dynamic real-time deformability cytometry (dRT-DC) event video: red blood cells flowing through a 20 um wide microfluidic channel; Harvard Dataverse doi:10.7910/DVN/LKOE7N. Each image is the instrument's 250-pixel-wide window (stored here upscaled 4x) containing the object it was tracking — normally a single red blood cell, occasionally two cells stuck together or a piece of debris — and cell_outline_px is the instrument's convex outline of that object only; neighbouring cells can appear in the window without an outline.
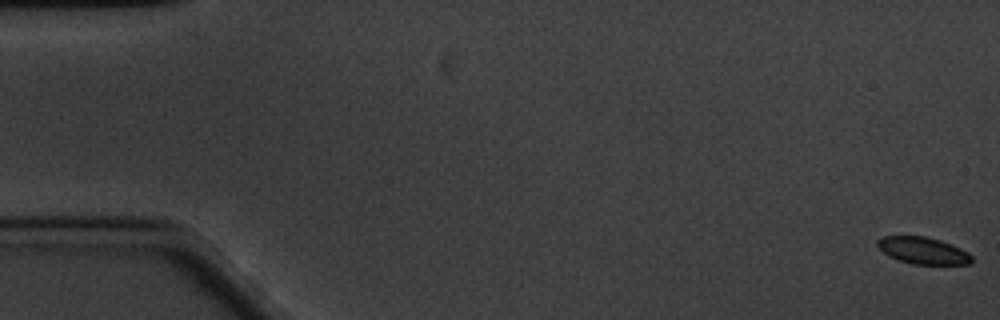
{"species": "common noctule bat (a hibernating species)", "species_latin": "Nyctalus noctula", "temperature_condition": "cold", "stored_images_in_passage": 62, "camera_frame_rate_fps": 3000, "um_per_image_px": 0.085, "animal": {"sex": "male", "body_mass_g": 20.1, "forearm_length_mm": 53.5}, "frame": {"image": 1, "passage_image": 1, "time_ms": 0.0, "image_size_px": [1000, 320], "cell_outline_px": [[972, 264], [912, 264], [900, 260], [884, 252], [876, 244], [876, 240], [880, 236], [928, 236], [940, 240], [960, 248], [968, 252], [972, 256]], "centroid_in_image_um": [78.47, 21.28], "position_along_channel_um": 6.5, "area_um2": 14.68}}
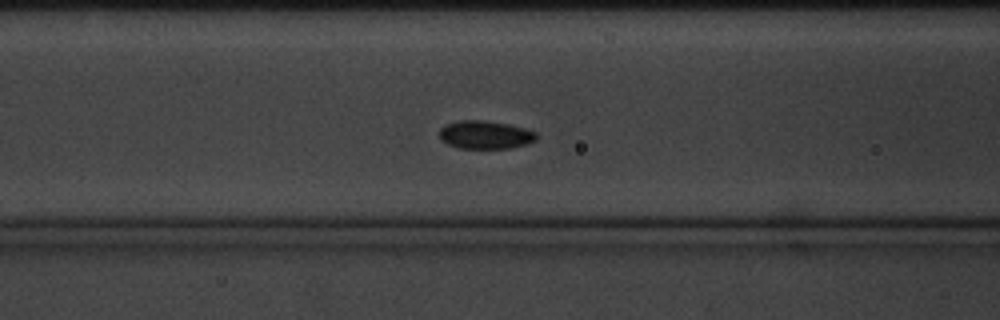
{"frame": {"image": 2, "passage_image": 25, "time_ms": 8.0, "image_size_px": [1000, 320], "cell_outline_px": [[536, 140], [528, 144], [512, 148], [460, 148], [448, 144], [440, 140], [440, 128], [444, 124], [460, 120], [484, 120], [508, 124], [524, 128], [536, 132]], "centroid_in_image_um": [41.24, 11.45], "position_along_channel_um": 125.4, "area_um2": 16.01}}
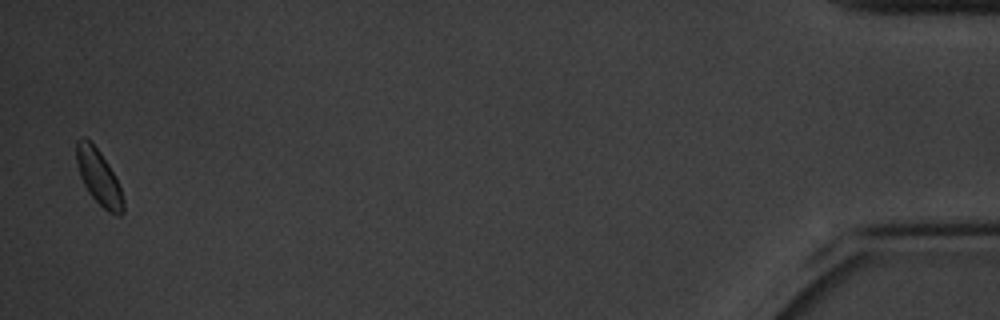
{"frame": {"image": 3, "passage_image": 61, "time_ms": 20.0, "image_size_px": [1000, 320], "cell_outline_px": [[124, 212], [120, 216], [116, 216], [108, 212], [88, 192], [80, 176], [76, 160], [76, 140], [80, 136], [84, 136], [100, 152], [108, 164], [120, 188], [124, 200]], "centroid_in_image_um": [8.39, 15.07], "position_along_channel_um": 426.8, "area_um2": 14.91}, "authors_computed_cell_mechanics": {"area_um2": 15.6638, "velocity_mm_per_s": 3.2577, "shape_relaxation_time_tau1_ms": 1.3128, "shape_relaxation_time_tau2_ms": null, "deformation_change_tau1": 0.057, "deformation_change_tau2": null}}